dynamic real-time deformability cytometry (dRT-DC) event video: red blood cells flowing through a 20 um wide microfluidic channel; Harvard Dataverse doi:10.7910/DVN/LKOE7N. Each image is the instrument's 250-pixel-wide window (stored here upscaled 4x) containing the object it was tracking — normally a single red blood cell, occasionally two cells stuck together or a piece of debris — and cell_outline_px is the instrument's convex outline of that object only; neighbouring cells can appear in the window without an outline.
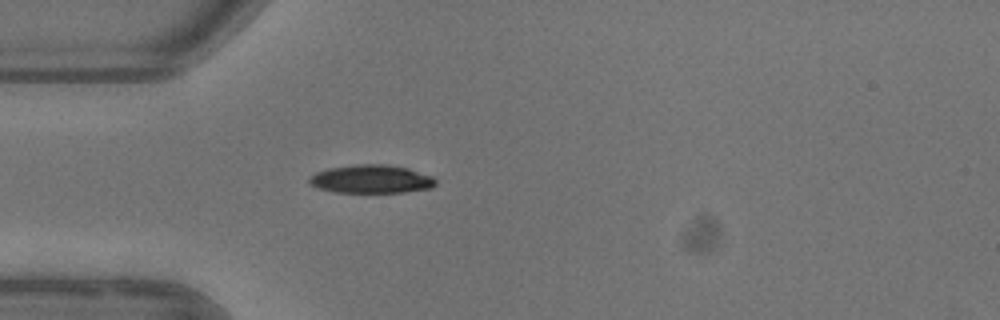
{"species": "common noctule bat (a hibernating species)", "species_latin": "Nyctalus noctula", "temperature_condition": "warm", "stored_images_in_passage": 5, "camera_frame_rate_fps": 3000, "um_per_image_px": 0.085, "animal": {"sex": "female"}, "frame": {"image": 1, "passage_image": 5, "time_ms": 4.667, "image_size_px": [1000, 320], "cell_outline_px": [[436, 184], [432, 188], [404, 192], [336, 192], [320, 188], [312, 184], [308, 180], [316, 172], [328, 168], [352, 164], [388, 164], [408, 168], [432, 176], [436, 180]], "centroid_in_image_um": [31.6, 15.21], "position_along_channel_um": 53.4, "area_um2": 20.81}}